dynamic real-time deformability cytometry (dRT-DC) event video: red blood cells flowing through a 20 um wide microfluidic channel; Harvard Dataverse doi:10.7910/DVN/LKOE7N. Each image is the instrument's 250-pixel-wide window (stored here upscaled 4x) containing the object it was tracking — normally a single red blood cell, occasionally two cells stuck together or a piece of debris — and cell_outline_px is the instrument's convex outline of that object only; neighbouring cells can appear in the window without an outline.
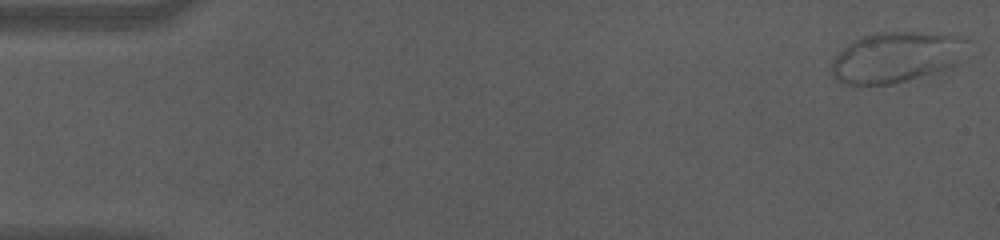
{"species": "human", "species_latin": "Homo sapiens", "temperature_condition": "cold", "stored_images_in_passage": 15, "camera_frame_rate_fps": 3000, "um_per_image_px": 0.085, "donor": {"sex": "male"}, "frame": {"image": 1, "passage_image": 1, "time_ms": 0.0, "image_size_px": [1000, 240], "cell_outline_px": [[972, 56], [968, 60], [960, 64], [936, 72], [892, 84], [844, 84], [836, 80], [832, 76], [832, 60], [852, 40], [876, 32], [912, 32], [968, 36], [972, 40]], "centroid_in_image_um": [76.39, 4.84], "position_along_channel_um": 8.6, "area_um2": 41.33}}